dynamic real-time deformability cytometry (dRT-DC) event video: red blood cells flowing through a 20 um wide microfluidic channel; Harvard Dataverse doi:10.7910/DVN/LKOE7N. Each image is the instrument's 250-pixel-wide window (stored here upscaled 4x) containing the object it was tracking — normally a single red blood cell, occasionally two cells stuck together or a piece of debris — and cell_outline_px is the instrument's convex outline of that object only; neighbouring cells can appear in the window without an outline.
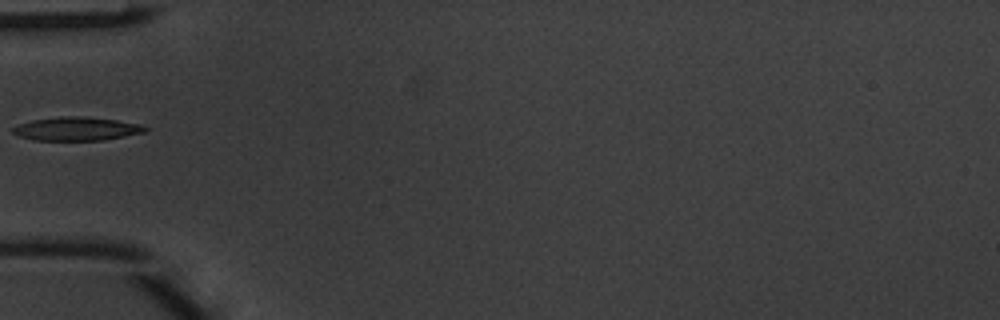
{"species": "common noctule bat (a hibernating species)", "species_latin": "Nyctalus noctula", "temperature_condition": "warm", "stored_images_in_passage": 3, "camera_frame_rate_fps": 3000, "um_per_image_px": 0.085, "animal": {"sex": "male", "body_mass_g": 20.1, "forearm_length_mm": 53.5}, "frame": {"image": 1, "passage_image": 3, "time_ms": 0.667, "image_size_px": [1000, 320], "cell_outline_px": [[148, 128], [144, 132], [104, 140], [32, 140], [20, 136], [12, 132], [12, 128], [20, 124], [32, 120], [60, 116], [80, 116], [116, 120], [140, 124]], "centroid_in_image_um": [6.49, 10.95], "position_along_channel_um": 78.5, "area_um2": 17.98}}